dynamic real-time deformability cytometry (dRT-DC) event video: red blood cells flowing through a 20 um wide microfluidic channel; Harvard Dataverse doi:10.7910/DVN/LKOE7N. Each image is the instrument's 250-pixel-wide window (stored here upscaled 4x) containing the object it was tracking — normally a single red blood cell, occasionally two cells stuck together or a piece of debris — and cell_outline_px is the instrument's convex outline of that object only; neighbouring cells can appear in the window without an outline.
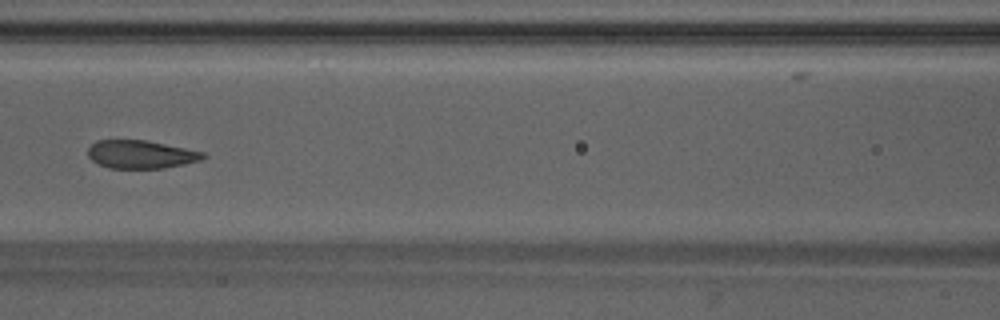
{"species": "Egyptian fruit bat (a non-hibernating species)", "species_latin": "Rousettus aegyptiacus", "temperature_condition": "warm", "stored_images_in_passage": 49, "camera_frame_rate_fps": 3000, "um_per_image_px": 0.085, "animal": {"sex": "male"}, "frame": {"image": 1, "passage_image": 23, "time_ms": 7.333, "image_size_px": [1000, 320], "cell_outline_px": [[208, 156], [200, 160], [184, 164], [164, 168], [108, 168], [92, 160], [88, 156], [88, 148], [96, 140], [144, 140], [204, 152]], "centroid_in_image_um": [11.96, 13.12], "position_along_channel_um": 154.6, "area_um2": 18.73}}
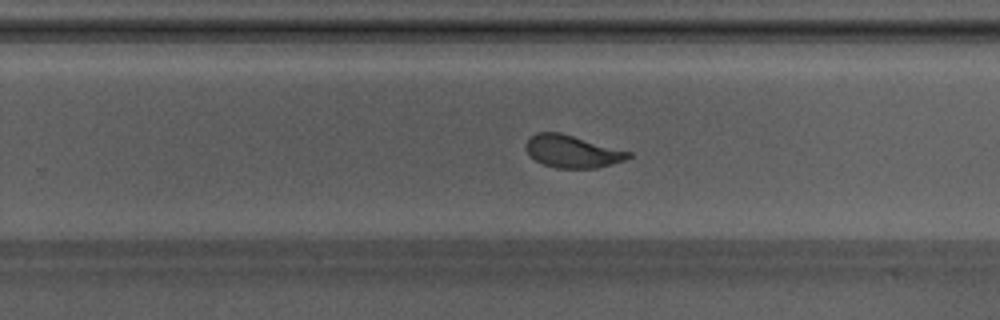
{"frame": {"image": 2, "passage_image": 32, "time_ms": 10.333, "image_size_px": [1000, 320], "cell_outline_px": [[632, 156], [624, 160], [612, 164], [596, 168], [556, 168], [544, 164], [536, 160], [528, 152], [528, 140], [536, 132], [560, 132], [632, 152]], "centroid_in_image_um": [48.7, 12.87], "position_along_channel_um": 281.1, "area_um2": 19.07}}
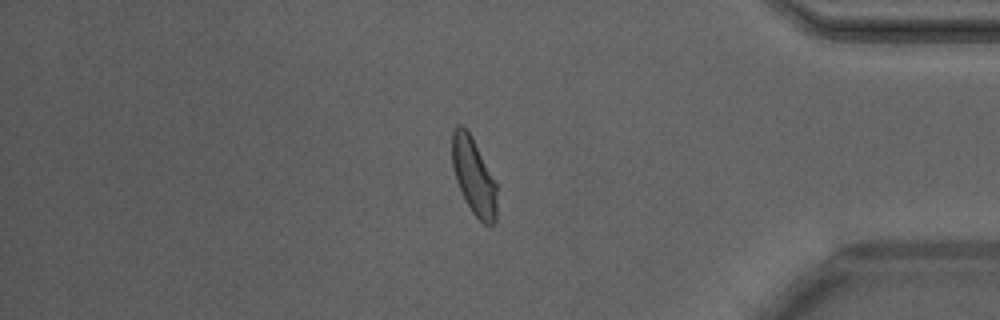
{"frame": {"image": 3, "passage_image": 42, "time_ms": 13.667, "image_size_px": [1000, 320], "cell_outline_px": [[496, 224], [484, 224], [472, 212], [456, 180], [452, 164], [452, 132], [456, 124], [460, 124], [472, 136], [496, 184]], "centroid_in_image_um": [40.26, 14.97], "position_along_channel_um": 394.9, "area_um2": 19.65}, "authors_computed_cell_mechanics": {"area_um2": 20.2878, "velocity_mm_per_s": 4.2336, "shape_relaxation_time_tau1_ms": 3.5695, "shape_relaxation_time_tau2_ms": null, "deformation_change_tau1": 0.1453, "deformation_change_tau2": null}}